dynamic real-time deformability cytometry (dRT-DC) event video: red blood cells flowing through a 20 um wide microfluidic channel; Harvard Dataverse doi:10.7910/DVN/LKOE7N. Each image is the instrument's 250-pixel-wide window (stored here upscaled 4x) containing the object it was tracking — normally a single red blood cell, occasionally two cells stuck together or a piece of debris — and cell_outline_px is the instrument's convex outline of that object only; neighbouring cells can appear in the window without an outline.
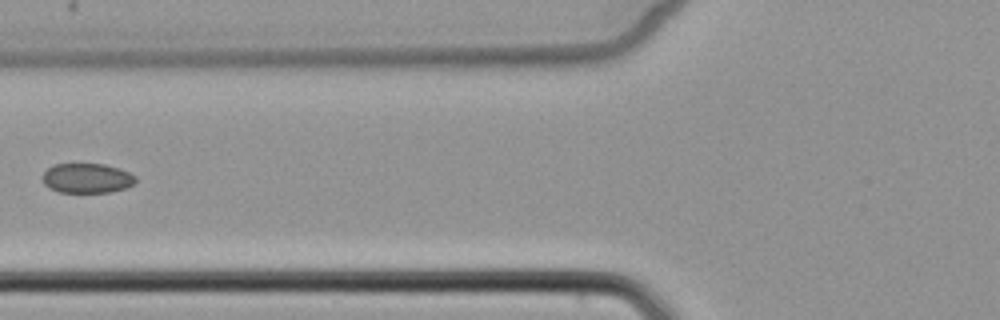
{"species": "common noctule bat (a hibernating species)", "species_latin": "Nyctalus noctula", "temperature_condition": "cold", "stored_images_in_passage": 4, "camera_frame_rate_fps": 3000, "um_per_image_px": 0.085, "animal": {"sex": "female", "body_mass_g": 22.7, "forearm_length_mm": 54.2}, "frame": {"image": 1, "passage_image": 4, "time_ms": 3.667, "image_size_px": [1000, 320], "cell_outline_px": [[136, 180], [128, 188], [112, 192], [60, 192], [48, 188], [44, 184], [40, 176], [48, 168], [56, 164], [104, 164], [120, 168], [136, 176]], "centroid_in_image_um": [7.38, 15.15], "position_along_channel_um": 118.4, "area_um2": 16.3}}